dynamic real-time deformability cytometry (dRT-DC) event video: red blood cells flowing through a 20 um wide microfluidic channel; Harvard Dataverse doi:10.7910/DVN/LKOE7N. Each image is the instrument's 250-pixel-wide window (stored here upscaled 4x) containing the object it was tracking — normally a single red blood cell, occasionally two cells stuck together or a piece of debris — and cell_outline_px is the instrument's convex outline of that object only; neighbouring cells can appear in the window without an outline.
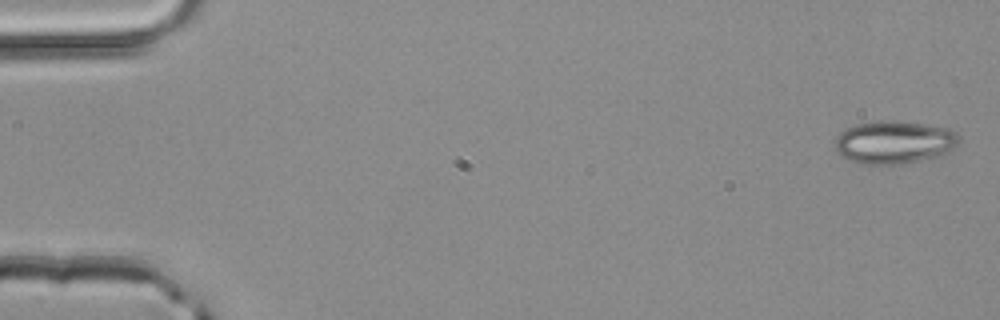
{"species": "common noctule bat (a hibernating species)", "species_latin": "Nyctalus noctula", "temperature_condition": "room temperature", "stored_images_in_passage": 3, "segment_of_instrument_passage": [2, 2], "camera_frame_rate_fps": 3000, "um_per_image_px": 0.085, "animal": {"sex": "male", "body_mass_g": 20.4}, "frame": {"image": 1, "passage_image": 3, "time_ms": 0.667, "image_size_px": [1000, 320], "cell_outline_px": [[960, 140], [948, 152], [940, 156], [900, 164], [864, 164], [848, 160], [840, 156], [836, 152], [836, 136], [840, 132], [856, 124], [880, 120], [892, 120], [924, 124], [952, 128], [956, 132]], "centroid_in_image_um": [76.0, 12.08], "position_along_channel_um": 9.0, "area_um2": 31.15}}